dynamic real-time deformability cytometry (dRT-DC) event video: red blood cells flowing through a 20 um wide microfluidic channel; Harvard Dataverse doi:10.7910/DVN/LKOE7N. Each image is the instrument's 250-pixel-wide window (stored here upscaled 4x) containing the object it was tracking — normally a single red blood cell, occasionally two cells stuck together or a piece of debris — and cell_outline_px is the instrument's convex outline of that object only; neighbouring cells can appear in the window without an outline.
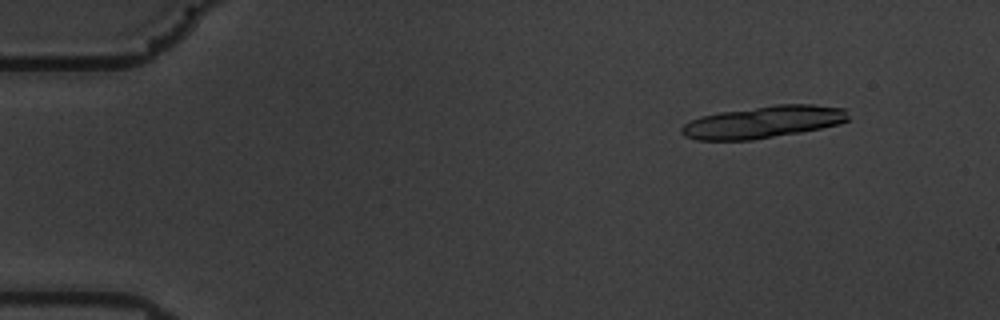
{"species": "common noctule bat (a hibernating species)", "species_latin": "Nyctalus noctula", "temperature_condition": "warm", "stored_images_in_passage": 21, "camera_frame_rate_fps": 3000, "um_per_image_px": 0.085, "animal": {"sex": "male", "body_mass_g": 19.5, "forearm_length_mm": 54.6}, "frame": {"image": 1, "passage_image": 7, "time_ms": 2.0, "image_size_px": [1000, 320], "cell_outline_px": [[848, 120], [840, 124], [800, 132], [752, 140], [696, 140], [684, 136], [680, 132], [680, 128], [684, 124], [700, 116], [720, 112], [776, 104], [812, 104], [844, 108], [848, 116]], "centroid_in_image_um": [64.86, 10.37], "position_along_channel_um": 20.1, "area_um2": 31.21}}